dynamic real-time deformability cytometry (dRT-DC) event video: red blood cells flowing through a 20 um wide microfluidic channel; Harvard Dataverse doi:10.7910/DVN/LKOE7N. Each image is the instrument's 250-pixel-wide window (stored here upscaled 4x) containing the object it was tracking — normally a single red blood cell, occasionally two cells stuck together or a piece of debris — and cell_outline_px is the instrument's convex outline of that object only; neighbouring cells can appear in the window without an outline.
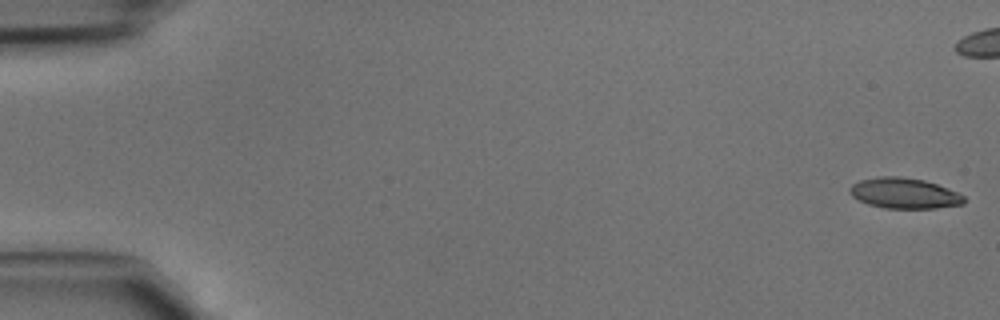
{"species": "common noctule bat (a hibernating species)", "species_latin": "Nyctalus noctula", "temperature_condition": "cold", "stored_images_in_passage": 47, "camera_frame_rate_fps": 3000, "um_per_image_px": 0.085, "animal": {"sex": "male", "body_mass_g": 15.6}, "frame": {"image": 1, "passage_image": 1, "time_ms": 0.0, "image_size_px": [1000, 320], "cell_outline_px": [[964, 204], [936, 208], [884, 208], [868, 204], [852, 196], [848, 192], [848, 188], [852, 184], [860, 180], [880, 176], [900, 176], [924, 180], [936, 184], [956, 192], [964, 196]], "centroid_in_image_um": [76.82, 16.42], "position_along_channel_um": 8.2, "area_um2": 20.29}}
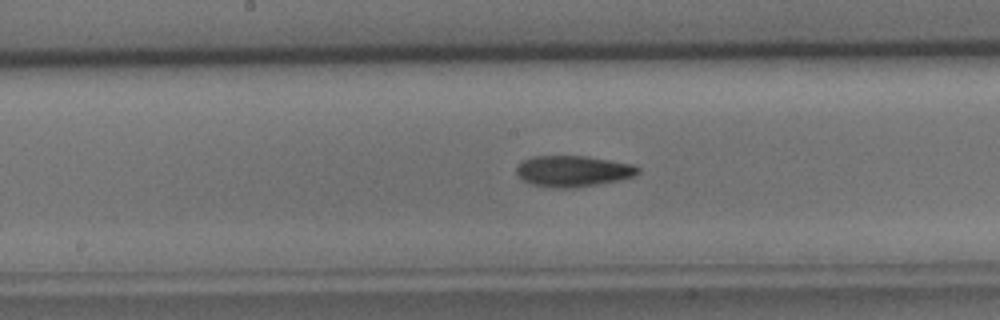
{"frame": {"image": 2, "passage_image": 24, "time_ms": 7.667, "image_size_px": [1000, 320], "cell_outline_px": [[640, 172], [632, 176], [616, 180], [572, 188], [552, 188], [532, 184], [524, 180], [516, 172], [516, 168], [524, 160], [532, 156], [588, 156], [632, 164], [640, 168]], "centroid_in_image_um": [48.69, 14.53], "position_along_channel_um": 199.5, "area_um2": 21.68}}
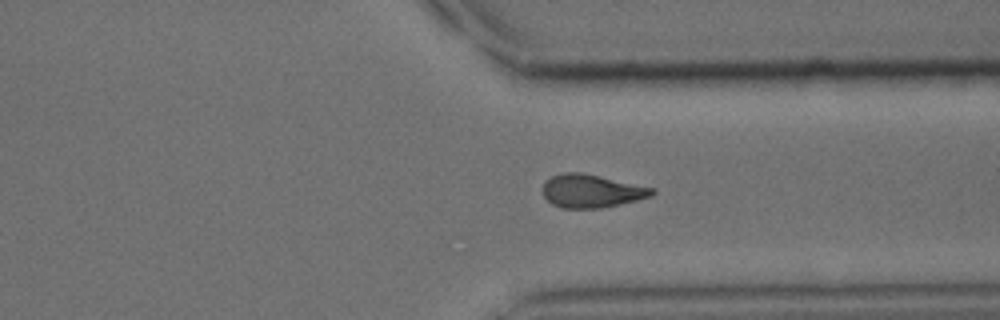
{"frame": {"image": 3, "passage_image": 35, "time_ms": 11.333, "image_size_px": [1000, 320], "cell_outline_px": [[656, 192], [652, 196], [620, 204], [600, 208], [564, 208], [552, 204], [544, 196], [540, 188], [544, 180], [560, 172], [580, 172], [600, 176], [656, 188]], "centroid_in_image_um": [50.25, 16.22], "position_along_channel_um": 361.2, "area_um2": 21.39}}